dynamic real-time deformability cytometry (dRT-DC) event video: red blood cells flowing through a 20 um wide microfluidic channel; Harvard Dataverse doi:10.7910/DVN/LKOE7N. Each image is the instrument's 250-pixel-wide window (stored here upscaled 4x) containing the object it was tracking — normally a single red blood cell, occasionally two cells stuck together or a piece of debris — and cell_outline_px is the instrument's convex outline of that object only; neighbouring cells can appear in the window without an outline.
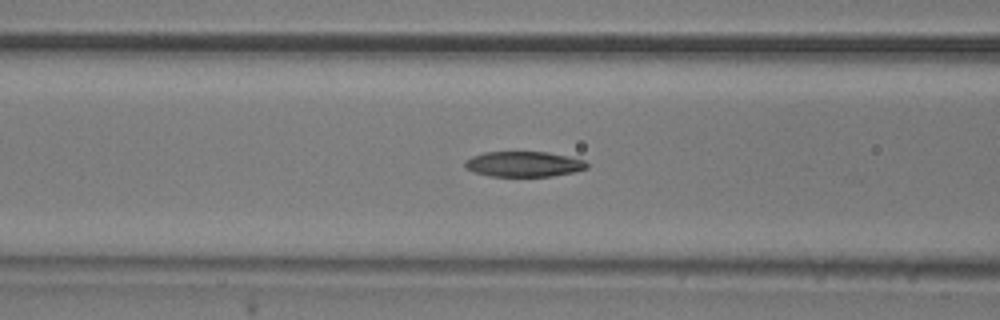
{"species": "common noctule bat (a hibernating species)", "species_latin": "Nyctalus noctula", "temperature_condition": "room temperature", "stored_images_in_passage": 25, "camera_frame_rate_fps": 3000, "um_per_image_px": 0.085, "animal": {"sex": "male", "body_mass_g": 20.5, "forearm_length_mm": 52.5}, "frame": {"image": 1, "passage_image": 21, "time_ms": 6.667, "image_size_px": [1000, 320], "cell_outline_px": [[588, 168], [576, 172], [552, 176], [488, 176], [472, 172], [464, 168], [464, 160], [472, 156], [484, 152], [548, 152], [568, 156], [584, 160], [588, 164]], "centroid_in_image_um": [44.49, 13.95], "position_along_channel_um": 122.1, "area_um2": 18.26}}
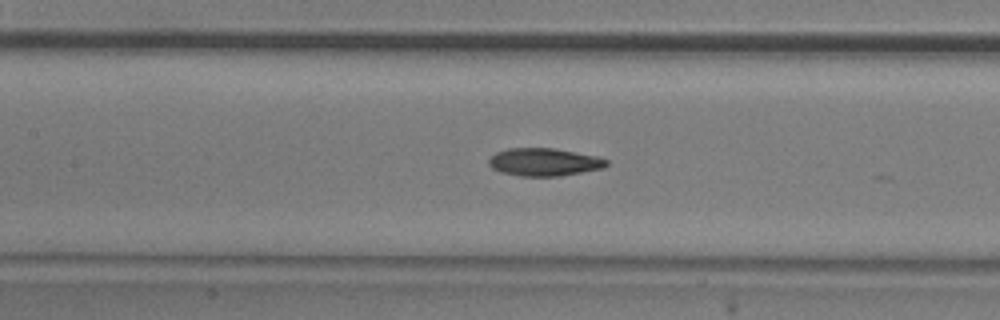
{"frame": {"image": 2, "passage_image": 24, "time_ms": 7.667, "image_size_px": [1000, 320], "cell_outline_px": [[608, 164], [604, 168], [556, 176], [520, 176], [500, 172], [492, 168], [488, 164], [488, 160], [496, 152], [508, 148], [552, 148], [600, 156], [608, 160]], "centroid_in_image_um": [46.25, 13.77], "position_along_channel_um": 161.1, "area_um2": 19.07}}